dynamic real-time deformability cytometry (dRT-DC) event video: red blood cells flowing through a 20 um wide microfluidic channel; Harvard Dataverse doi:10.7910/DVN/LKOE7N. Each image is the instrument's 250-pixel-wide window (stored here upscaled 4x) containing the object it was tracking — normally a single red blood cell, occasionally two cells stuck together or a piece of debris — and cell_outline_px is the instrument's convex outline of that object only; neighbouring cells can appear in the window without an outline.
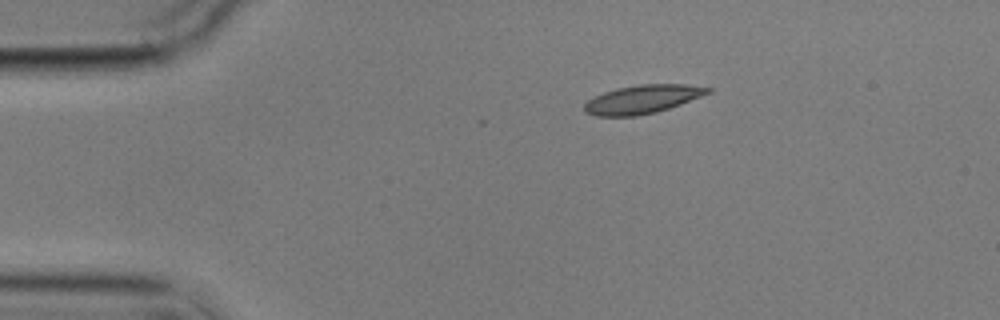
{"species": "common noctule bat (a hibernating species)", "species_latin": "Nyctalus noctula", "temperature_condition": "cold", "stored_images_in_passage": 3, "camera_frame_rate_fps": 3000, "um_per_image_px": 0.085, "animal": {"sex": "male", "body_mass_g": 17.9}, "frame": {"image": 1, "passage_image": 1, "time_ms": 0.0, "image_size_px": [1000, 320], "cell_outline_px": [[712, 92], [680, 104], [656, 112], [636, 116], [596, 116], [584, 112], [584, 104], [588, 100], [604, 92], [616, 88], [640, 84], [684, 84], [712, 88]], "centroid_in_image_um": [54.6, 8.43], "position_along_channel_um": 30.4, "area_um2": 20.4}}